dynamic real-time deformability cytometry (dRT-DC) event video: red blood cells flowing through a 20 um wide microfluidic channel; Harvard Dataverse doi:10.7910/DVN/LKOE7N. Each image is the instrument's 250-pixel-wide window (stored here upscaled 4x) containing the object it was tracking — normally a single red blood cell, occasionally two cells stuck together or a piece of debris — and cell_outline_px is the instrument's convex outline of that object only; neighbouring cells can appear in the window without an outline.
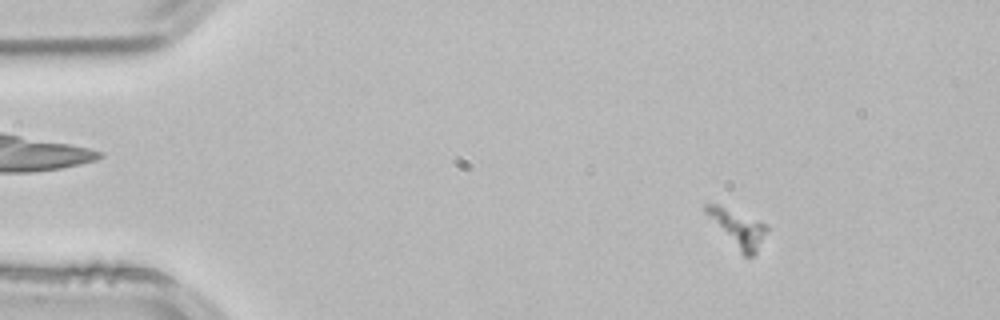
{"species": "common noctule bat (a hibernating species)", "species_latin": "Nyctalus noctula", "temperature_condition": "room temperature", "stored_images_in_passage": 3, "camera_frame_rate_fps": 3000, "um_per_image_px": 0.085, "animal": {"sex": "male", "body_mass_g": 21.5, "forearm_length_mm": 52.0}, "frame": {"image": 1, "passage_image": 2, "time_ms": 0.333, "image_size_px": [1000, 320], "cell_outline_px": [[768, 228], [756, 252], [752, 256], [744, 256], [740, 252], [704, 212], [704, 204], [716, 204], [768, 224]], "centroid_in_image_um": [62.72, 19.39], "position_along_channel_um": 22.3, "area_um2": 12.54}}